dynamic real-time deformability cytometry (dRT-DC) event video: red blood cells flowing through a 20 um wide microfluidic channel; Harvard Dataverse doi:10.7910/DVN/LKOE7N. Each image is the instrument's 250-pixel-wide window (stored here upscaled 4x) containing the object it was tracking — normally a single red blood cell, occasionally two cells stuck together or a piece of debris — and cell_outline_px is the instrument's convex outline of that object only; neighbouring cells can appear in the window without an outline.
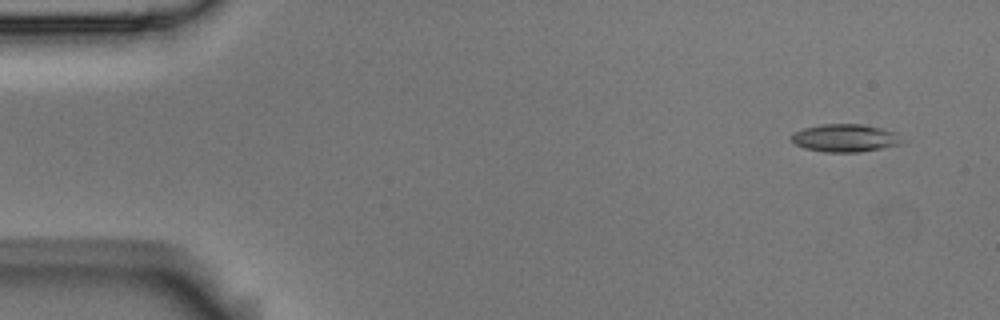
{"species": "Egyptian fruit bat (a non-hibernating species)", "species_latin": "Rousettus aegyptiacus", "temperature_condition": "room temperature", "stored_images_in_passage": 14, "camera_frame_rate_fps": 3000, "um_per_image_px": 0.085, "animal": {"sex": "male"}, "frame": {"image": 1, "passage_image": 1, "time_ms": 0.0, "image_size_px": [1000, 320], "cell_outline_px": [[908, 140], [900, 144], [860, 152], [824, 152], [804, 148], [796, 144], [792, 140], [792, 132], [804, 128], [820, 124], [864, 124], [896, 132]], "centroid_in_image_um": [71.88, 11.72], "position_along_channel_um": 13.1, "area_um2": 18.09}}
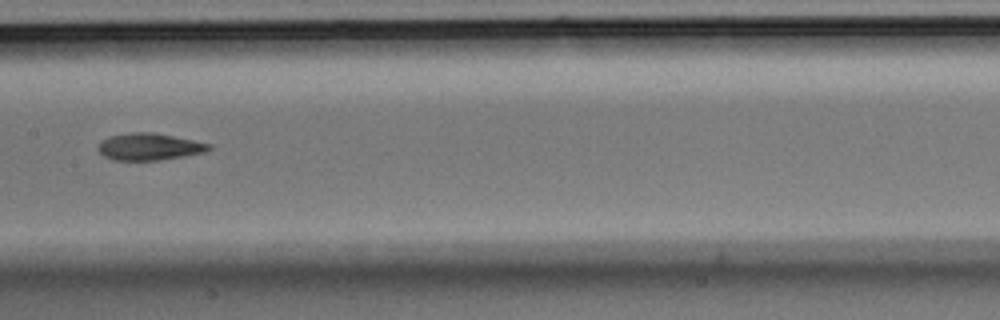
{"frame": {"image": 2, "passage_image": 7, "time_ms": 2.0, "image_size_px": [1000, 320], "cell_outline_px": [[212, 148], [204, 152], [184, 156], [160, 160], [112, 160], [104, 156], [96, 148], [108, 136], [132, 132], [152, 132], [212, 144]], "centroid_in_image_um": [12.68, 12.47], "position_along_channel_um": 194.7, "area_um2": 17.28}}
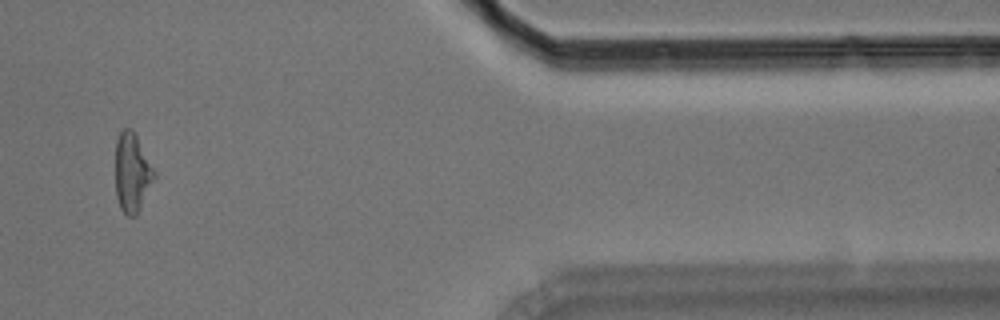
{"frame": {"image": 3, "passage_image": 12, "time_ms": 3.667, "image_size_px": [1000, 320], "cell_outline_px": [[156, 176], [136, 216], [128, 216], [120, 208], [116, 196], [116, 140], [120, 132], [124, 128], [132, 128], [156, 172]], "centroid_in_image_um": [11.23, 14.67], "position_along_channel_um": 400.2, "area_um2": 17.8}}